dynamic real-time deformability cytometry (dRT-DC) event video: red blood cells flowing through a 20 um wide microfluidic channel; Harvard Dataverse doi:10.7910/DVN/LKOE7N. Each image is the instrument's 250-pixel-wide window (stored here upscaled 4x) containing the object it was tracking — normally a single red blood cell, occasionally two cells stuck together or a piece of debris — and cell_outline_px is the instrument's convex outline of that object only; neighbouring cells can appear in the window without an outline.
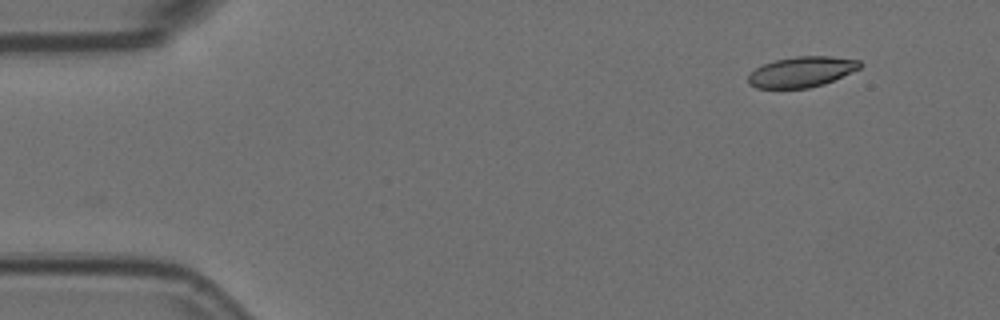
{"species": "Egyptian fruit bat (a non-hibernating species)", "species_latin": "Rousettus aegyptiacus", "temperature_condition": "room temperature", "stored_images_in_passage": 52, "camera_frame_rate_fps": 3000, "um_per_image_px": 0.085, "animal": {"sex": "female"}, "frame": {"image": 1, "passage_image": 1, "time_ms": 0.0, "image_size_px": [1000, 320], "cell_outline_px": [[860, 68], [824, 84], [808, 88], [756, 88], [748, 84], [748, 76], [756, 68], [764, 64], [776, 60], [796, 56], [832, 56], [860, 60]], "centroid_in_image_um": [68.13, 6.11], "position_along_channel_um": 16.9, "area_um2": 19.71}}
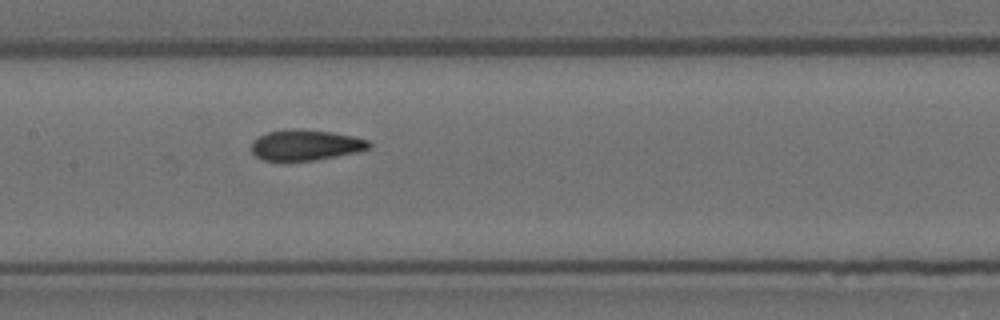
{"frame": {"image": 2, "passage_image": 23, "time_ms": 7.333, "image_size_px": [1000, 320], "cell_outline_px": [[372, 148], [356, 152], [336, 156], [312, 160], [264, 160], [256, 156], [252, 152], [252, 140], [268, 132], [292, 128], [296, 128], [332, 132], [352, 136], [368, 140], [372, 144]], "centroid_in_image_um": [25.99, 12.31], "position_along_channel_um": 181.4, "area_um2": 20.87}}
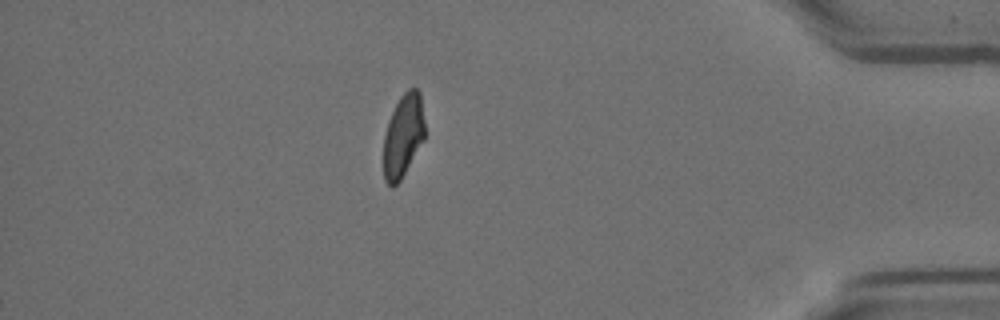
{"frame": {"image": 3, "passage_image": 45, "time_ms": 14.667, "image_size_px": [1000, 320], "cell_outline_px": [[424, 140], [400, 180], [392, 188], [384, 180], [384, 136], [388, 120], [400, 96], [408, 88], [416, 88], [420, 92], [424, 120]], "centroid_in_image_um": [34.27, 11.52], "position_along_channel_um": 400.9, "area_um2": 19.88}, "authors_computed_cell_mechanics": {"area_um2": 21.4149, "velocity_mm_per_s": 3.5782, "shape_relaxation_time_tau1_ms": 8.4526, "shape_relaxation_time_tau2_ms": 1.5403, "deformation_change_tau1": 0.1829, "deformation_change_tau2": 0.0709}}